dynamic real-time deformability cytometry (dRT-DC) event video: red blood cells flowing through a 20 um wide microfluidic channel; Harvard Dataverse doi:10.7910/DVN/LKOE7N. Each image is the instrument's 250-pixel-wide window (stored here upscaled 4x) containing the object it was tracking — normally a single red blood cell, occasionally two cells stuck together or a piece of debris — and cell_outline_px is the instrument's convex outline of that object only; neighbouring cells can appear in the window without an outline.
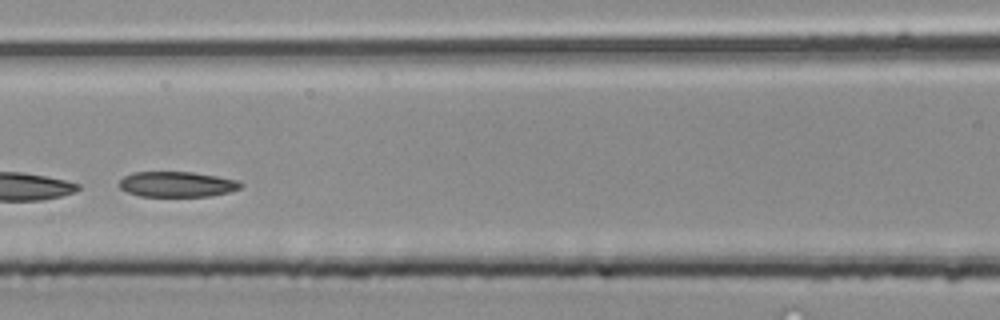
{"species": "common noctule bat (a hibernating species)", "species_latin": "Nyctalus noctula", "temperature_condition": "room temperature", "stored_images_in_passage": 5, "camera_frame_rate_fps": 3000, "um_per_image_px": 0.085, "animal": {"sex": "male", "body_mass_g": 20.4}, "frame": {"image": 1, "passage_image": 5, "time_ms": 1.333, "image_size_px": [1000, 320], "cell_outline_px": [[244, 184], [240, 188], [228, 192], [212, 196], [140, 196], [128, 192], [120, 188], [116, 184], [124, 176], [132, 172], [192, 172], [240, 180]], "centroid_in_image_um": [15.04, 15.66], "position_along_channel_um": 151.6, "area_um2": 18.09}}